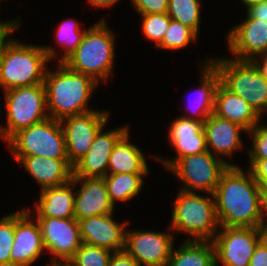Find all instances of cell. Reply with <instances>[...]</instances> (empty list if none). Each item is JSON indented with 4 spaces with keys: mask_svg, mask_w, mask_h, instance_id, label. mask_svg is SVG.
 I'll list each match as a JSON object with an SVG mask.
<instances>
[{
    "mask_svg": "<svg viewBox=\"0 0 267 266\" xmlns=\"http://www.w3.org/2000/svg\"><path fill=\"white\" fill-rule=\"evenodd\" d=\"M261 192L249 170L245 173L237 165L229 166L214 193L220 227L263 228Z\"/></svg>",
    "mask_w": 267,
    "mask_h": 266,
    "instance_id": "1",
    "label": "cell"
},
{
    "mask_svg": "<svg viewBox=\"0 0 267 266\" xmlns=\"http://www.w3.org/2000/svg\"><path fill=\"white\" fill-rule=\"evenodd\" d=\"M58 63L54 72L47 69L44 79L49 117L60 121L91 111L88 101L98 82L91 76L70 70L64 63Z\"/></svg>",
    "mask_w": 267,
    "mask_h": 266,
    "instance_id": "2",
    "label": "cell"
},
{
    "mask_svg": "<svg viewBox=\"0 0 267 266\" xmlns=\"http://www.w3.org/2000/svg\"><path fill=\"white\" fill-rule=\"evenodd\" d=\"M56 56L53 47L29 45L11 39L0 59V87L6 91L44 84L47 64Z\"/></svg>",
    "mask_w": 267,
    "mask_h": 266,
    "instance_id": "3",
    "label": "cell"
},
{
    "mask_svg": "<svg viewBox=\"0 0 267 266\" xmlns=\"http://www.w3.org/2000/svg\"><path fill=\"white\" fill-rule=\"evenodd\" d=\"M115 34L107 28L106 20L91 27L77 49L63 62L70 70L105 82L112 74L115 57Z\"/></svg>",
    "mask_w": 267,
    "mask_h": 266,
    "instance_id": "4",
    "label": "cell"
},
{
    "mask_svg": "<svg viewBox=\"0 0 267 266\" xmlns=\"http://www.w3.org/2000/svg\"><path fill=\"white\" fill-rule=\"evenodd\" d=\"M170 228L172 232L190 235L187 241H191V237L192 241H212L220 228L214 195L201 196L180 190L174 202Z\"/></svg>",
    "mask_w": 267,
    "mask_h": 266,
    "instance_id": "5",
    "label": "cell"
},
{
    "mask_svg": "<svg viewBox=\"0 0 267 266\" xmlns=\"http://www.w3.org/2000/svg\"><path fill=\"white\" fill-rule=\"evenodd\" d=\"M220 76V83L235 95L242 97L262 119L267 112V82L252 61L228 58H210Z\"/></svg>",
    "mask_w": 267,
    "mask_h": 266,
    "instance_id": "6",
    "label": "cell"
},
{
    "mask_svg": "<svg viewBox=\"0 0 267 266\" xmlns=\"http://www.w3.org/2000/svg\"><path fill=\"white\" fill-rule=\"evenodd\" d=\"M6 126H0V136L7 142L19 130L49 117L44 84L16 87L4 91Z\"/></svg>",
    "mask_w": 267,
    "mask_h": 266,
    "instance_id": "7",
    "label": "cell"
},
{
    "mask_svg": "<svg viewBox=\"0 0 267 266\" xmlns=\"http://www.w3.org/2000/svg\"><path fill=\"white\" fill-rule=\"evenodd\" d=\"M7 144L13 156L68 158L62 125L50 117L19 130Z\"/></svg>",
    "mask_w": 267,
    "mask_h": 266,
    "instance_id": "8",
    "label": "cell"
},
{
    "mask_svg": "<svg viewBox=\"0 0 267 266\" xmlns=\"http://www.w3.org/2000/svg\"><path fill=\"white\" fill-rule=\"evenodd\" d=\"M229 166L235 164L206 151L179 158L168 170L181 180V191L214 195L221 175Z\"/></svg>",
    "mask_w": 267,
    "mask_h": 266,
    "instance_id": "9",
    "label": "cell"
},
{
    "mask_svg": "<svg viewBox=\"0 0 267 266\" xmlns=\"http://www.w3.org/2000/svg\"><path fill=\"white\" fill-rule=\"evenodd\" d=\"M263 238L262 228L220 227L212 240L216 266L219 262L223 266H249L250 258Z\"/></svg>",
    "mask_w": 267,
    "mask_h": 266,
    "instance_id": "10",
    "label": "cell"
},
{
    "mask_svg": "<svg viewBox=\"0 0 267 266\" xmlns=\"http://www.w3.org/2000/svg\"><path fill=\"white\" fill-rule=\"evenodd\" d=\"M107 111L91 110L60 120L65 135L68 161L74 167L88 152L96 134L108 121Z\"/></svg>",
    "mask_w": 267,
    "mask_h": 266,
    "instance_id": "11",
    "label": "cell"
},
{
    "mask_svg": "<svg viewBox=\"0 0 267 266\" xmlns=\"http://www.w3.org/2000/svg\"><path fill=\"white\" fill-rule=\"evenodd\" d=\"M33 218L40 226L44 248L55 256L51 263H67L83 243L78 220L35 217L34 214Z\"/></svg>",
    "mask_w": 267,
    "mask_h": 266,
    "instance_id": "12",
    "label": "cell"
},
{
    "mask_svg": "<svg viewBox=\"0 0 267 266\" xmlns=\"http://www.w3.org/2000/svg\"><path fill=\"white\" fill-rule=\"evenodd\" d=\"M173 233L126 229L124 251L141 266H166L173 247Z\"/></svg>",
    "mask_w": 267,
    "mask_h": 266,
    "instance_id": "13",
    "label": "cell"
},
{
    "mask_svg": "<svg viewBox=\"0 0 267 266\" xmlns=\"http://www.w3.org/2000/svg\"><path fill=\"white\" fill-rule=\"evenodd\" d=\"M31 211L22 209L15 212V235L11 249V266H29L45 250L40 226L32 221Z\"/></svg>",
    "mask_w": 267,
    "mask_h": 266,
    "instance_id": "14",
    "label": "cell"
},
{
    "mask_svg": "<svg viewBox=\"0 0 267 266\" xmlns=\"http://www.w3.org/2000/svg\"><path fill=\"white\" fill-rule=\"evenodd\" d=\"M226 42L233 59L252 61L267 53V22L251 19L246 14L245 21L230 29Z\"/></svg>",
    "mask_w": 267,
    "mask_h": 266,
    "instance_id": "15",
    "label": "cell"
},
{
    "mask_svg": "<svg viewBox=\"0 0 267 266\" xmlns=\"http://www.w3.org/2000/svg\"><path fill=\"white\" fill-rule=\"evenodd\" d=\"M102 127L86 155L73 167V177L104 178L108 172L109 156L128 126L103 132Z\"/></svg>",
    "mask_w": 267,
    "mask_h": 266,
    "instance_id": "16",
    "label": "cell"
},
{
    "mask_svg": "<svg viewBox=\"0 0 267 266\" xmlns=\"http://www.w3.org/2000/svg\"><path fill=\"white\" fill-rule=\"evenodd\" d=\"M112 214L92 216L78 220L82 242L92 246L106 248L113 252L125 248V232L129 221L119 223Z\"/></svg>",
    "mask_w": 267,
    "mask_h": 266,
    "instance_id": "17",
    "label": "cell"
},
{
    "mask_svg": "<svg viewBox=\"0 0 267 266\" xmlns=\"http://www.w3.org/2000/svg\"><path fill=\"white\" fill-rule=\"evenodd\" d=\"M168 133L169 142L176 150L174 159L158 158L168 170L179 158L207 151L204 122L180 117L173 120Z\"/></svg>",
    "mask_w": 267,
    "mask_h": 266,
    "instance_id": "18",
    "label": "cell"
},
{
    "mask_svg": "<svg viewBox=\"0 0 267 266\" xmlns=\"http://www.w3.org/2000/svg\"><path fill=\"white\" fill-rule=\"evenodd\" d=\"M72 178L74 184L81 185L75 192L74 217L77 220L114 213L103 178Z\"/></svg>",
    "mask_w": 267,
    "mask_h": 266,
    "instance_id": "19",
    "label": "cell"
},
{
    "mask_svg": "<svg viewBox=\"0 0 267 266\" xmlns=\"http://www.w3.org/2000/svg\"><path fill=\"white\" fill-rule=\"evenodd\" d=\"M204 131L207 151L221 159L222 156L226 158L239 151L238 149L243 147L239 132L247 133L239 124L218 117L214 113L204 121Z\"/></svg>",
    "mask_w": 267,
    "mask_h": 266,
    "instance_id": "20",
    "label": "cell"
},
{
    "mask_svg": "<svg viewBox=\"0 0 267 266\" xmlns=\"http://www.w3.org/2000/svg\"><path fill=\"white\" fill-rule=\"evenodd\" d=\"M17 163L40 185V189L63 185L73 177V167L68 158H47L42 156H14Z\"/></svg>",
    "mask_w": 267,
    "mask_h": 266,
    "instance_id": "21",
    "label": "cell"
},
{
    "mask_svg": "<svg viewBox=\"0 0 267 266\" xmlns=\"http://www.w3.org/2000/svg\"><path fill=\"white\" fill-rule=\"evenodd\" d=\"M216 116L239 124L247 130L262 120L242 97L233 94L221 83L215 92L214 112Z\"/></svg>",
    "mask_w": 267,
    "mask_h": 266,
    "instance_id": "22",
    "label": "cell"
},
{
    "mask_svg": "<svg viewBox=\"0 0 267 266\" xmlns=\"http://www.w3.org/2000/svg\"><path fill=\"white\" fill-rule=\"evenodd\" d=\"M73 186V187H72ZM74 180L60 185L41 189L39 200L36 202V217L75 218ZM38 203V204H37Z\"/></svg>",
    "mask_w": 267,
    "mask_h": 266,
    "instance_id": "23",
    "label": "cell"
},
{
    "mask_svg": "<svg viewBox=\"0 0 267 266\" xmlns=\"http://www.w3.org/2000/svg\"><path fill=\"white\" fill-rule=\"evenodd\" d=\"M129 135L128 130L115 144L109 156L107 174H148L149 169L144 153L130 143Z\"/></svg>",
    "mask_w": 267,
    "mask_h": 266,
    "instance_id": "24",
    "label": "cell"
},
{
    "mask_svg": "<svg viewBox=\"0 0 267 266\" xmlns=\"http://www.w3.org/2000/svg\"><path fill=\"white\" fill-rule=\"evenodd\" d=\"M172 249L166 266H216L213 241H183Z\"/></svg>",
    "mask_w": 267,
    "mask_h": 266,
    "instance_id": "25",
    "label": "cell"
},
{
    "mask_svg": "<svg viewBox=\"0 0 267 266\" xmlns=\"http://www.w3.org/2000/svg\"><path fill=\"white\" fill-rule=\"evenodd\" d=\"M208 60H209L208 62L207 61L205 62L206 64H203L201 70V76H200L201 80L199 85L200 87L197 90L198 98L196 97L195 100V103L197 104L196 106L197 108L196 107L195 108L197 110L195 109L193 111L194 114L192 116L182 115V117L204 122L214 112L215 92L217 86L220 83V76L215 67L210 63V59ZM196 104H194V106Z\"/></svg>",
    "mask_w": 267,
    "mask_h": 266,
    "instance_id": "26",
    "label": "cell"
},
{
    "mask_svg": "<svg viewBox=\"0 0 267 266\" xmlns=\"http://www.w3.org/2000/svg\"><path fill=\"white\" fill-rule=\"evenodd\" d=\"M147 174H107L103 179L111 202H128L136 197L143 187V177Z\"/></svg>",
    "mask_w": 267,
    "mask_h": 266,
    "instance_id": "27",
    "label": "cell"
},
{
    "mask_svg": "<svg viewBox=\"0 0 267 266\" xmlns=\"http://www.w3.org/2000/svg\"><path fill=\"white\" fill-rule=\"evenodd\" d=\"M200 5V0H168L167 14L171 19L179 21L199 35Z\"/></svg>",
    "mask_w": 267,
    "mask_h": 266,
    "instance_id": "28",
    "label": "cell"
},
{
    "mask_svg": "<svg viewBox=\"0 0 267 266\" xmlns=\"http://www.w3.org/2000/svg\"><path fill=\"white\" fill-rule=\"evenodd\" d=\"M56 30V40L65 50L59 59L60 63H63L82 42L87 29L83 30L76 20L67 19L62 21Z\"/></svg>",
    "mask_w": 267,
    "mask_h": 266,
    "instance_id": "29",
    "label": "cell"
},
{
    "mask_svg": "<svg viewBox=\"0 0 267 266\" xmlns=\"http://www.w3.org/2000/svg\"><path fill=\"white\" fill-rule=\"evenodd\" d=\"M197 39L198 35L191 28L171 19L164 38L156 49L180 50L189 46V43H192V41L195 43Z\"/></svg>",
    "mask_w": 267,
    "mask_h": 266,
    "instance_id": "30",
    "label": "cell"
},
{
    "mask_svg": "<svg viewBox=\"0 0 267 266\" xmlns=\"http://www.w3.org/2000/svg\"><path fill=\"white\" fill-rule=\"evenodd\" d=\"M113 251L82 243L67 262L70 266H108Z\"/></svg>",
    "mask_w": 267,
    "mask_h": 266,
    "instance_id": "31",
    "label": "cell"
},
{
    "mask_svg": "<svg viewBox=\"0 0 267 266\" xmlns=\"http://www.w3.org/2000/svg\"><path fill=\"white\" fill-rule=\"evenodd\" d=\"M142 16V32L146 39L155 42L157 47L163 40L171 18L167 13L140 14Z\"/></svg>",
    "mask_w": 267,
    "mask_h": 266,
    "instance_id": "32",
    "label": "cell"
},
{
    "mask_svg": "<svg viewBox=\"0 0 267 266\" xmlns=\"http://www.w3.org/2000/svg\"><path fill=\"white\" fill-rule=\"evenodd\" d=\"M15 235V212L0 219V266H11Z\"/></svg>",
    "mask_w": 267,
    "mask_h": 266,
    "instance_id": "33",
    "label": "cell"
},
{
    "mask_svg": "<svg viewBox=\"0 0 267 266\" xmlns=\"http://www.w3.org/2000/svg\"><path fill=\"white\" fill-rule=\"evenodd\" d=\"M259 123L247 132L252 137V149L248 151L249 159L267 158V125Z\"/></svg>",
    "mask_w": 267,
    "mask_h": 266,
    "instance_id": "34",
    "label": "cell"
},
{
    "mask_svg": "<svg viewBox=\"0 0 267 266\" xmlns=\"http://www.w3.org/2000/svg\"><path fill=\"white\" fill-rule=\"evenodd\" d=\"M139 14H162L168 11V0H131Z\"/></svg>",
    "mask_w": 267,
    "mask_h": 266,
    "instance_id": "35",
    "label": "cell"
},
{
    "mask_svg": "<svg viewBox=\"0 0 267 266\" xmlns=\"http://www.w3.org/2000/svg\"><path fill=\"white\" fill-rule=\"evenodd\" d=\"M249 171L252 177L261 186L267 180V158L249 159Z\"/></svg>",
    "mask_w": 267,
    "mask_h": 266,
    "instance_id": "36",
    "label": "cell"
},
{
    "mask_svg": "<svg viewBox=\"0 0 267 266\" xmlns=\"http://www.w3.org/2000/svg\"><path fill=\"white\" fill-rule=\"evenodd\" d=\"M19 21L18 19L10 20V21H1L0 20V59L3 54V51L6 47V45L11 41L8 39L9 34L13 33V31H17L19 28Z\"/></svg>",
    "mask_w": 267,
    "mask_h": 266,
    "instance_id": "37",
    "label": "cell"
},
{
    "mask_svg": "<svg viewBox=\"0 0 267 266\" xmlns=\"http://www.w3.org/2000/svg\"><path fill=\"white\" fill-rule=\"evenodd\" d=\"M249 266H267V241L265 238L255 248Z\"/></svg>",
    "mask_w": 267,
    "mask_h": 266,
    "instance_id": "38",
    "label": "cell"
},
{
    "mask_svg": "<svg viewBox=\"0 0 267 266\" xmlns=\"http://www.w3.org/2000/svg\"><path fill=\"white\" fill-rule=\"evenodd\" d=\"M108 266H141L133 257L124 250L113 252Z\"/></svg>",
    "mask_w": 267,
    "mask_h": 266,
    "instance_id": "39",
    "label": "cell"
},
{
    "mask_svg": "<svg viewBox=\"0 0 267 266\" xmlns=\"http://www.w3.org/2000/svg\"><path fill=\"white\" fill-rule=\"evenodd\" d=\"M247 15L251 19H257L260 21L267 22V0H262L255 5L250 6L246 9Z\"/></svg>",
    "mask_w": 267,
    "mask_h": 266,
    "instance_id": "40",
    "label": "cell"
},
{
    "mask_svg": "<svg viewBox=\"0 0 267 266\" xmlns=\"http://www.w3.org/2000/svg\"><path fill=\"white\" fill-rule=\"evenodd\" d=\"M260 60V61H259ZM252 62L260 71L262 77L267 82V53L255 57Z\"/></svg>",
    "mask_w": 267,
    "mask_h": 266,
    "instance_id": "41",
    "label": "cell"
},
{
    "mask_svg": "<svg viewBox=\"0 0 267 266\" xmlns=\"http://www.w3.org/2000/svg\"><path fill=\"white\" fill-rule=\"evenodd\" d=\"M261 216L262 226H267V192H261ZM266 220V221H265Z\"/></svg>",
    "mask_w": 267,
    "mask_h": 266,
    "instance_id": "42",
    "label": "cell"
},
{
    "mask_svg": "<svg viewBox=\"0 0 267 266\" xmlns=\"http://www.w3.org/2000/svg\"><path fill=\"white\" fill-rule=\"evenodd\" d=\"M96 8H108L114 6L119 0H88Z\"/></svg>",
    "mask_w": 267,
    "mask_h": 266,
    "instance_id": "43",
    "label": "cell"
},
{
    "mask_svg": "<svg viewBox=\"0 0 267 266\" xmlns=\"http://www.w3.org/2000/svg\"><path fill=\"white\" fill-rule=\"evenodd\" d=\"M241 1L244 3V5H246L247 8H249L250 6L257 4L262 0H241Z\"/></svg>",
    "mask_w": 267,
    "mask_h": 266,
    "instance_id": "44",
    "label": "cell"
},
{
    "mask_svg": "<svg viewBox=\"0 0 267 266\" xmlns=\"http://www.w3.org/2000/svg\"><path fill=\"white\" fill-rule=\"evenodd\" d=\"M260 187L262 192H267V180Z\"/></svg>",
    "mask_w": 267,
    "mask_h": 266,
    "instance_id": "45",
    "label": "cell"
},
{
    "mask_svg": "<svg viewBox=\"0 0 267 266\" xmlns=\"http://www.w3.org/2000/svg\"><path fill=\"white\" fill-rule=\"evenodd\" d=\"M262 229H263L264 238L267 241V226L263 227Z\"/></svg>",
    "mask_w": 267,
    "mask_h": 266,
    "instance_id": "46",
    "label": "cell"
},
{
    "mask_svg": "<svg viewBox=\"0 0 267 266\" xmlns=\"http://www.w3.org/2000/svg\"><path fill=\"white\" fill-rule=\"evenodd\" d=\"M58 266H70V265L67 263H58Z\"/></svg>",
    "mask_w": 267,
    "mask_h": 266,
    "instance_id": "47",
    "label": "cell"
},
{
    "mask_svg": "<svg viewBox=\"0 0 267 266\" xmlns=\"http://www.w3.org/2000/svg\"><path fill=\"white\" fill-rule=\"evenodd\" d=\"M49 266H58V263L49 264Z\"/></svg>",
    "mask_w": 267,
    "mask_h": 266,
    "instance_id": "48",
    "label": "cell"
}]
</instances>
